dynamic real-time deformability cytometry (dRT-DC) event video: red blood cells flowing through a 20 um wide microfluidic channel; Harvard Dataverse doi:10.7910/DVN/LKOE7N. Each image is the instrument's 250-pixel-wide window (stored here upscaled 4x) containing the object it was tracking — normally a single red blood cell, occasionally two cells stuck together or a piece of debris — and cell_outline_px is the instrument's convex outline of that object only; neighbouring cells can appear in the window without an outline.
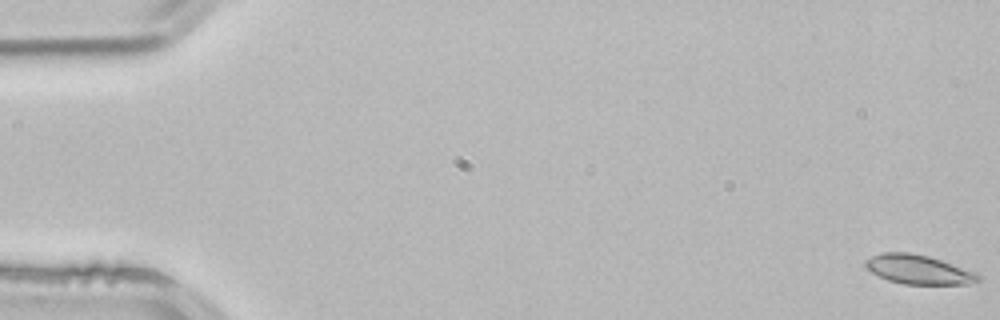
{"species": "common noctule bat (a hibernating species)", "species_latin": "Nyctalus noctula", "temperature_condition": "room temperature", "stored_images_in_passage": 53, "camera_frame_rate_fps": 3000, "um_per_image_px": 0.085, "animal": {"sex": "male", "body_mass_g": 21.5, "forearm_length_mm": 52.0}, "frame": {"image": 1, "passage_image": 1, "time_ms": 0.0, "image_size_px": [1000, 320], "cell_outline_px": [[980, 280], [968, 284], [904, 284], [888, 280], [872, 272], [864, 264], [864, 260], [880, 252], [908, 252], [928, 256], [976, 272], [980, 276]], "centroid_in_image_um": [78.05, 22.9], "position_along_channel_um": 6.9, "area_um2": 19.02}}
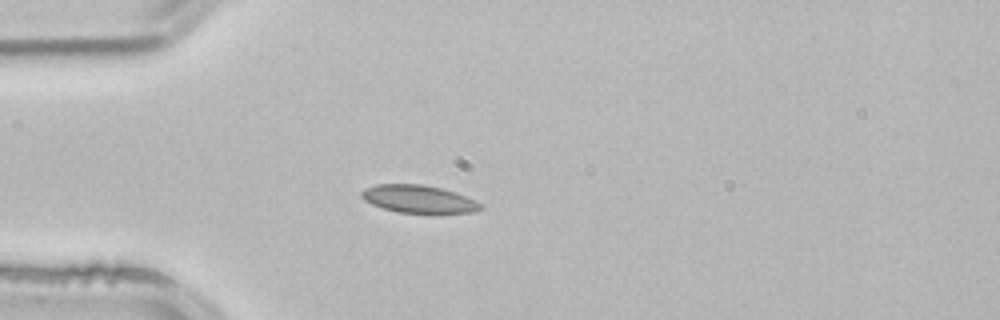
{"frame": {"image": 2, "passage_image": 15, "time_ms": 4.667, "image_size_px": [1000, 320], "cell_outline_px": [[484, 208], [476, 212], [396, 212], [372, 204], [364, 200], [360, 196], [360, 192], [364, 188], [376, 184], [420, 184], [440, 188], [456, 192], [476, 200], [484, 204]], "centroid_in_image_um": [35.59, 16.9], "position_along_channel_um": 49.4, "area_um2": 19.19}}
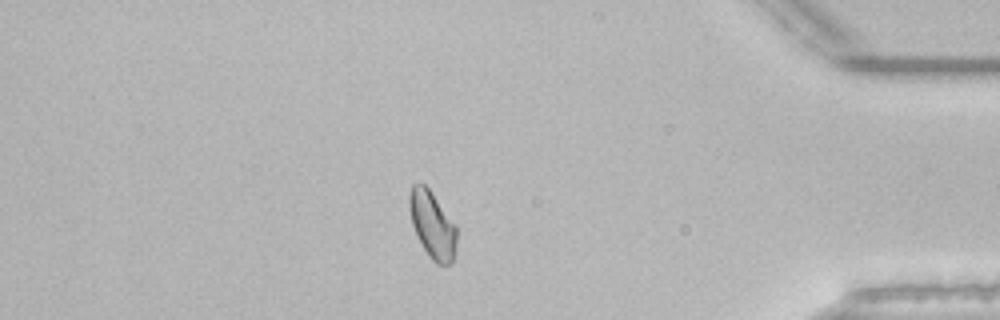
{"frame": {"image": 3, "passage_image": 46, "time_ms": 15.0, "image_size_px": [1000, 320], "cell_outline_px": [[456, 256], [452, 264], [436, 264], [428, 256], [416, 236], [412, 224], [408, 208], [408, 196], [412, 184], [424, 184], [432, 192], [456, 224]], "centroid_in_image_um": [36.75, 19.13], "position_along_channel_um": 398.4, "area_um2": 18.9}, "authors_computed_cell_mechanics": {"area_um2": 18.6694, "velocity_mm_per_s": 3.8558, "shape_relaxation_time_tau1_ms": null, "shape_relaxation_time_tau2_ms": 2.0958, "deformation_change_tau1": null, "deformation_change_tau2": 0.0529}}